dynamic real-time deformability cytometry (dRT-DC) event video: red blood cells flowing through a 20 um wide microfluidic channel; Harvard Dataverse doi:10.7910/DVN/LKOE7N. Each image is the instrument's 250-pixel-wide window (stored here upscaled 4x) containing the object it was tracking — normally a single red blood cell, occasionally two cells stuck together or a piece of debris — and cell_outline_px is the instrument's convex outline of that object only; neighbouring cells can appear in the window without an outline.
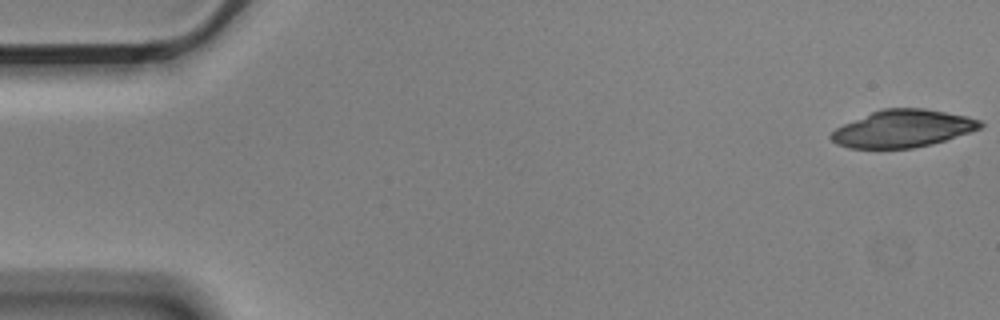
{"species": "Egyptian fruit bat (a non-hibernating species)", "species_latin": "Rousettus aegyptiacus", "temperature_condition": "cold", "stored_images_in_passage": 6, "segment_of_instrument_passage": [1, 2], "camera_frame_rate_fps": 3000, "um_per_image_px": 0.085, "animal": {"sex": "male"}, "frame": {"image": 1, "passage_image": 1, "time_ms": 0.0, "image_size_px": [1000, 320], "cell_outline_px": [[984, 124], [980, 128], [932, 144], [912, 148], [848, 148], [836, 144], [828, 136], [836, 128], [844, 124], [872, 112], [884, 108], [924, 108], [968, 116], [980, 120]], "centroid_in_image_um": [76.72, 10.93], "position_along_channel_um": 8.3, "area_um2": 32.19}}